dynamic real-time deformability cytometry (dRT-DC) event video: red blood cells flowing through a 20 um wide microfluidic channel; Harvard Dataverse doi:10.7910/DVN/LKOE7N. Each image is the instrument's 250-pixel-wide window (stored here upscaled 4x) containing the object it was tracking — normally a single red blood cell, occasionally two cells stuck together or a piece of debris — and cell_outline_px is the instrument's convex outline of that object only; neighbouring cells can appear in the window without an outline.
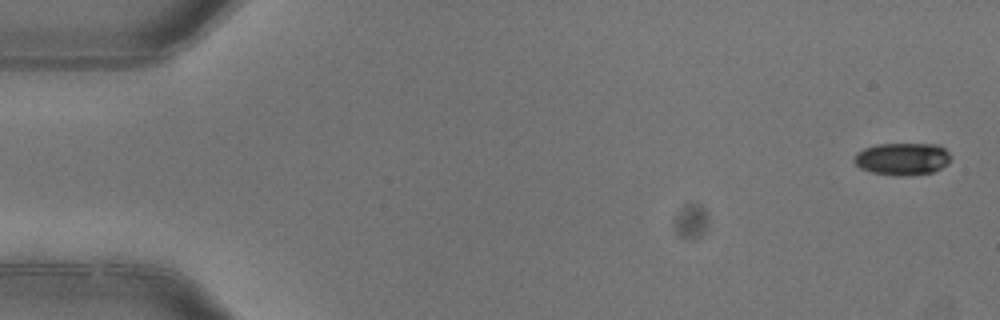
{"species": "common noctule bat (a hibernating species)", "species_latin": "Nyctalus noctula", "temperature_condition": "warm", "stored_images_in_passage": 4, "camera_frame_rate_fps": 3000, "um_per_image_px": 0.085, "animal": {"sex": "female"}, "frame": {"image": 1, "passage_image": 1, "time_ms": 0.0, "image_size_px": [1000, 320], "cell_outline_px": [[952, 156], [948, 164], [932, 172], [908, 176], [900, 176], [872, 172], [860, 168], [852, 160], [856, 152], [864, 148], [876, 144], [940, 144]], "centroid_in_image_um": [76.7, 13.5], "position_along_channel_um": 8.3, "area_um2": 18.38}}
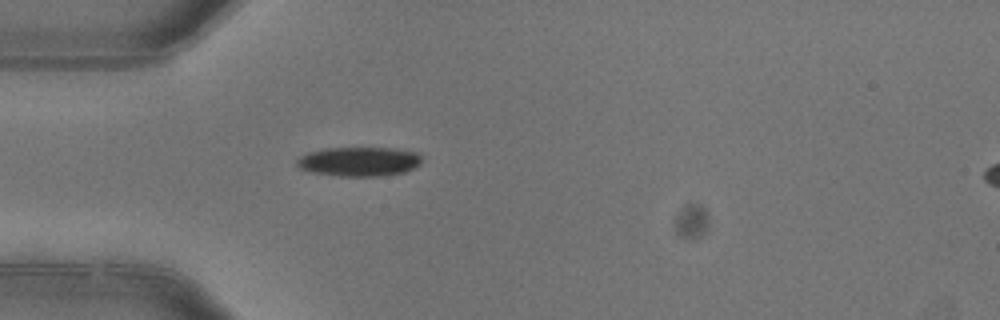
{"frame": {"image": 2, "passage_image": 4, "time_ms": 1.0, "image_size_px": [1000, 320], "cell_outline_px": [[424, 160], [420, 164], [404, 172], [376, 176], [340, 176], [312, 172], [300, 168], [296, 164], [296, 160], [300, 156], [308, 152], [324, 148], [392, 148], [420, 152]], "centroid_in_image_um": [30.55, 13.72], "position_along_channel_um": 54.5, "area_um2": 21.44}}